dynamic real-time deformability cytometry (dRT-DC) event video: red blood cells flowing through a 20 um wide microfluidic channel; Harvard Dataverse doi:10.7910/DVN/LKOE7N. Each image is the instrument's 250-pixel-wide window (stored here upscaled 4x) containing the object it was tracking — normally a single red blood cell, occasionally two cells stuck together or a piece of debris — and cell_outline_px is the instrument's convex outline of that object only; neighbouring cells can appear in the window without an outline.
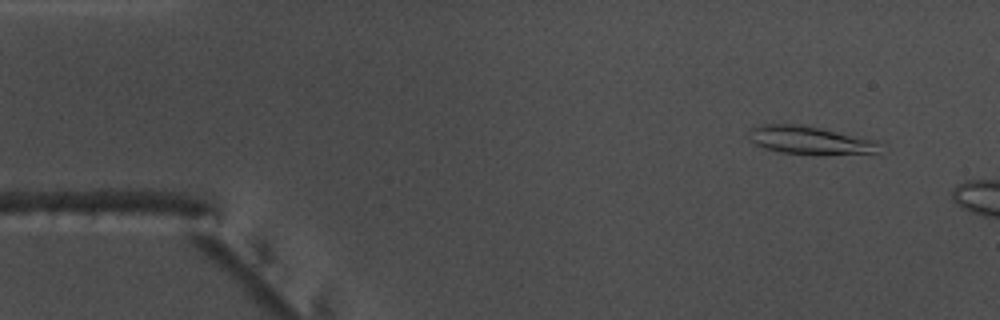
{"species": "common noctule bat (a hibernating species)", "species_latin": "Nyctalus noctula", "temperature_condition": "warm", "stored_images_in_passage": 10, "camera_frame_rate_fps": 3000, "um_per_image_px": 0.085, "animal": {"sex": "male", "body_mass_g": 17.5, "forearm_length_mm": 52.3}, "frame": {"image": 1, "passage_image": 5, "time_ms": 1.333, "image_size_px": [1000, 320], "cell_outline_px": [[880, 156], [780, 152], [764, 148], [748, 140], [752, 128], [764, 124], [804, 124], [876, 140]], "centroid_in_image_um": [68.95, 11.93], "position_along_channel_um": 16.1, "area_um2": 21.68}}